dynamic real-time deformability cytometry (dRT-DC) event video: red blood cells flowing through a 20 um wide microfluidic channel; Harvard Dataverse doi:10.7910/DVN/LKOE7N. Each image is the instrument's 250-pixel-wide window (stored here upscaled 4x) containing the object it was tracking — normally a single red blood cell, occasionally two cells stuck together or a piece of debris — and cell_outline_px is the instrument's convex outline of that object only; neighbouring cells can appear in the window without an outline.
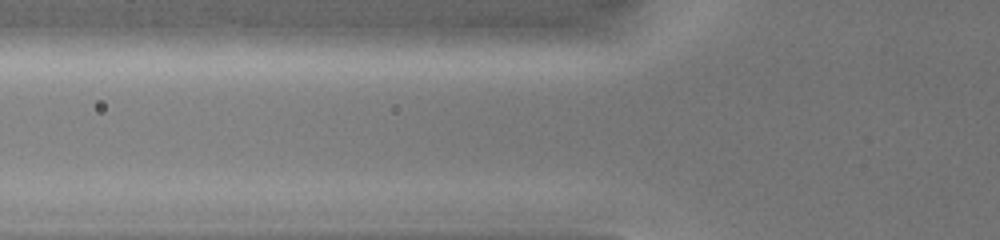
{"species": "common noctule bat (a hibernating species)", "species_latin": "Nyctalus noctula", "temperature_condition": "warm", "stored_images_in_passage": 2, "camera_frame_rate_fps": 3000, "um_per_image_px": 0.085, "animal": {"sex": "female", "body_mass_g": 19.0, "forearm_length_mm": 51.5}, "frame": {"image": 1, "passage_image": 2, "time_ms": 0.333, "image_size_px": [1000, 240], "cell_outline_px": [[608, 44], [544, 48], [444, 52], [404, 52], [396, 48], [396, 44], [408, 32], [472, 24], [572, 24], [608, 36]], "centroid_in_image_um": [42.41, 3.22], "position_along_channel_um": 83.4, "area_um2": 33.93}}